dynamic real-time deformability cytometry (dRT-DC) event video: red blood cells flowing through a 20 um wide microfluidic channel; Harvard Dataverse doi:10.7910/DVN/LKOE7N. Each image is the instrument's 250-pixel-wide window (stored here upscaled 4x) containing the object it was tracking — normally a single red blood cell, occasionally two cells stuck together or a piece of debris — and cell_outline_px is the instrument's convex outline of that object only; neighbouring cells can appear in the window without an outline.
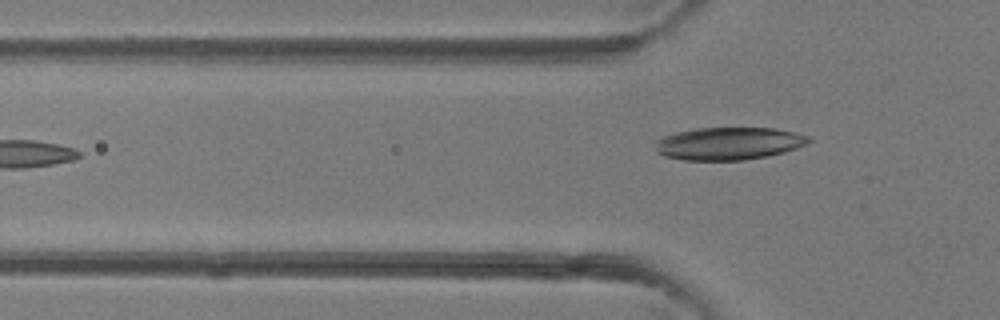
{"species": "common noctule bat (a hibernating species)", "species_latin": "Nyctalus noctula", "temperature_condition": "room temperature", "stored_images_in_passage": 3, "camera_frame_rate_fps": 3000, "um_per_image_px": 0.085, "animal": {"sex": "female"}, "frame": {"image": 1, "passage_image": 2, "time_ms": 1.333, "image_size_px": [1000, 320], "cell_outline_px": [[812, 140], [808, 144], [784, 152], [768, 156], [744, 160], [684, 160], [664, 156], [656, 152], [656, 140], [664, 136], [676, 132], [696, 128], [776, 128], [796, 132], [808, 136]], "centroid_in_image_um": [61.96, 12.2], "position_along_channel_um": 63.8, "area_um2": 29.3}}
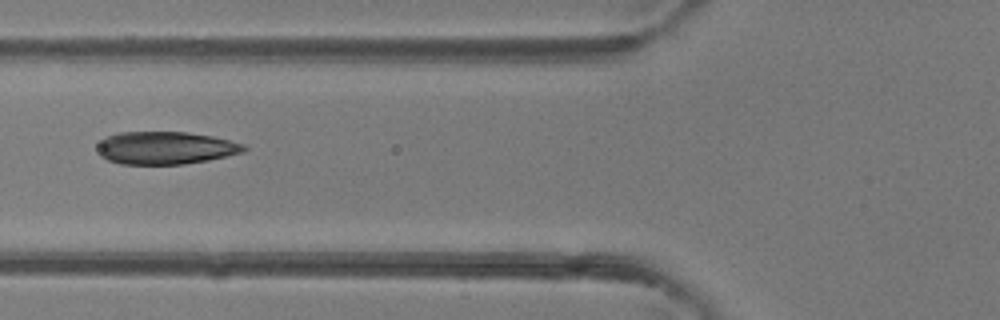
{"frame": {"image": 2, "passage_image": 3, "time_ms": 2.333, "image_size_px": [1000, 320], "cell_outline_px": [[248, 148], [244, 152], [228, 156], [208, 160], [184, 164], [120, 164], [108, 160], [100, 156], [100, 144], [104, 136], [120, 132], [188, 132], [212, 136], [244, 144]], "centroid_in_image_um": [14.1, 12.57], "position_along_channel_um": 111.7, "area_um2": 27.86}}